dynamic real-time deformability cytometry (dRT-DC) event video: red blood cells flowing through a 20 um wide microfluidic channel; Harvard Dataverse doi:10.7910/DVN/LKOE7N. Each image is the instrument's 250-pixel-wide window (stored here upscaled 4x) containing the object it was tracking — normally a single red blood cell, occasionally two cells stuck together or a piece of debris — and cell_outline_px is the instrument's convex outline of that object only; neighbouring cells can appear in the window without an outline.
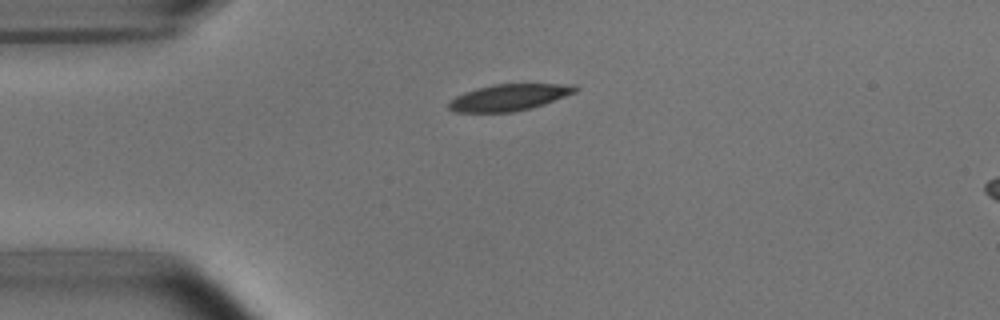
{"species": "common noctule bat (a hibernating species)", "species_latin": "Nyctalus noctula", "temperature_condition": "room temperature", "stored_images_in_passage": 2, "camera_frame_rate_fps": 3000, "um_per_image_px": 0.085, "animal": {"sex": "male", "body_mass_g": 15.6}, "frame": {"image": 1, "passage_image": 1, "time_ms": 0.0, "image_size_px": [1000, 320], "cell_outline_px": [[580, 88], [576, 92], [544, 104], [532, 108], [512, 112], [456, 112], [448, 108], [448, 100], [464, 92], [476, 88], [492, 84], [572, 84]], "centroid_in_image_um": [43.25, 8.27], "position_along_channel_um": 41.7, "area_um2": 19.65}}